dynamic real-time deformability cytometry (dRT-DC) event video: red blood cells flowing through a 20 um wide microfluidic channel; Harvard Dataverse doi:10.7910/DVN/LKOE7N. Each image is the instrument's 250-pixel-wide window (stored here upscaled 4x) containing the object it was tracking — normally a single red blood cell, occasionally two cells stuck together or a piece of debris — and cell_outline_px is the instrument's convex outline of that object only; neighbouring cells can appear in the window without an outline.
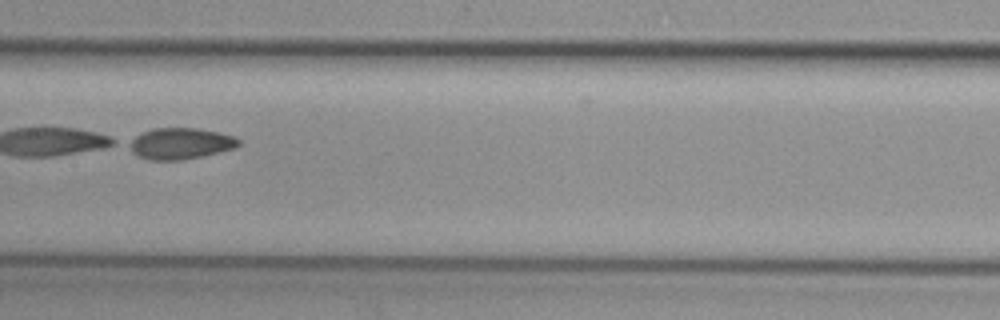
{"species": "common noctule bat (a hibernating species)", "species_latin": "Nyctalus noctula", "temperature_condition": "cold", "stored_images_in_passage": 7, "camera_frame_rate_fps": 3000, "um_per_image_px": 0.085, "animal": {"sex": "female", "body_mass_g": 29.2, "forearm_length_mm": 56.3}, "frame": {"image": 1, "passage_image": 5, "time_ms": 1.333, "image_size_px": [1000, 320], "cell_outline_px": [[240, 144], [236, 148], [200, 156], [180, 160], [148, 160], [132, 152], [124, 144], [128, 140], [140, 132], [152, 128], [196, 128], [216, 132], [232, 136], [240, 140]], "centroid_in_image_um": [15.24, 12.19], "position_along_channel_um": 192.2, "area_um2": 20.06}}
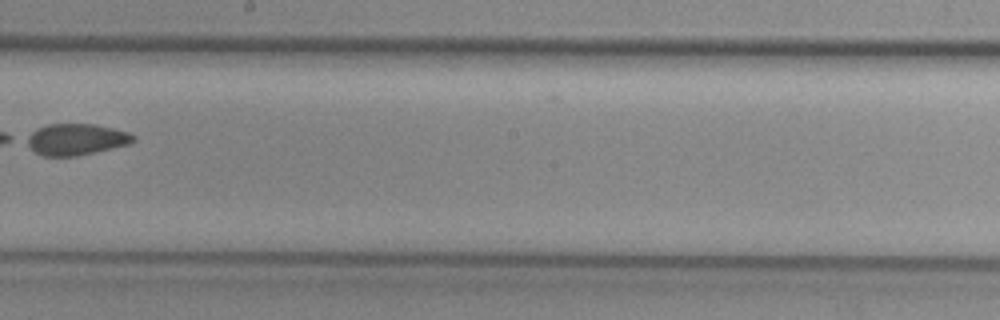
{"frame": {"image": 2, "passage_image": 6, "time_ms": 1.667, "image_size_px": [1000, 320], "cell_outline_px": [[136, 140], [128, 144], [96, 152], [76, 156], [40, 156], [20, 140], [24, 136], [36, 128], [48, 124], [96, 124], [128, 132], [136, 136]], "centroid_in_image_um": [6.37, 11.85], "position_along_channel_um": 241.8, "area_um2": 19.94}}
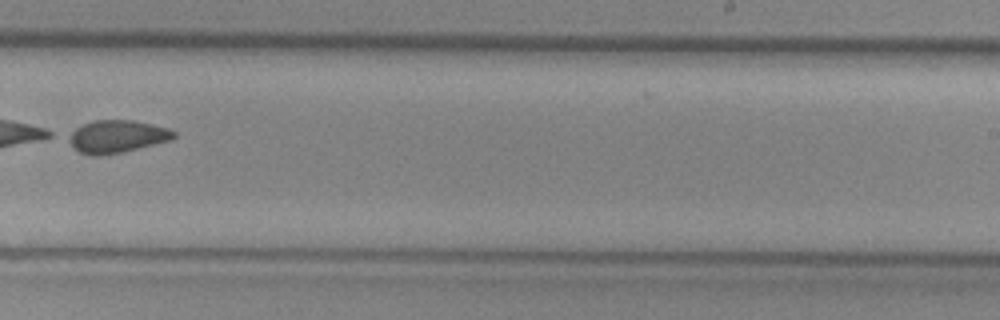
{"frame": {"image": 3, "passage_image": 7, "time_ms": 2.0, "image_size_px": [1000, 320], "cell_outline_px": [[176, 136], [172, 140], [104, 156], [92, 156], [80, 152], [72, 148], [60, 136], [84, 124], [96, 120], [132, 120], [152, 124], [168, 128], [176, 132]], "centroid_in_image_um": [9.83, 11.61], "position_along_channel_um": 279.2, "area_um2": 20.52}}